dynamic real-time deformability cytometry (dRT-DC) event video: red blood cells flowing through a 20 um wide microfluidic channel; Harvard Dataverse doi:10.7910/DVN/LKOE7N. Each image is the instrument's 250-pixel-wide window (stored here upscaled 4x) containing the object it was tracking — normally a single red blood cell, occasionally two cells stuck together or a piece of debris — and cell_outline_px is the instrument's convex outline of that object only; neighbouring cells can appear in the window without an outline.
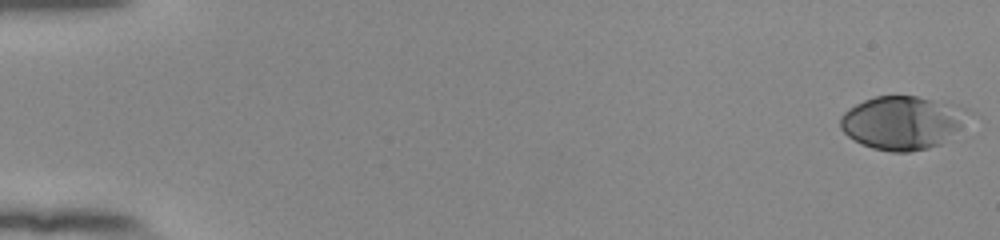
{"species": "human", "species_latin": "Homo sapiens", "temperature_condition": "room temperature", "stored_images_in_passage": 55, "camera_frame_rate_fps": 3000, "um_per_image_px": 0.085, "donor": {"sex": "female"}, "frame": {"image": 1, "passage_image": 1, "time_ms": 0.0, "image_size_px": [1000, 240], "cell_outline_px": [[972, 112], [940, 144], [928, 148], [908, 152], [892, 152], [872, 148], [860, 144], [848, 136], [840, 128], [840, 116], [848, 108], [864, 100], [876, 96], [916, 96], [968, 108]], "centroid_in_image_um": [76.63, 10.42], "position_along_channel_um": 8.4, "area_um2": 39.36}}
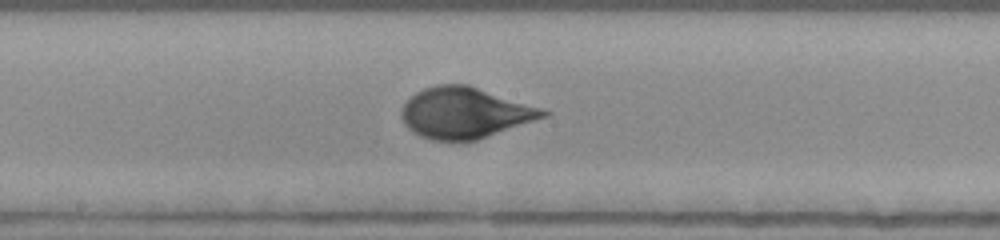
{"frame": {"image": 2, "passage_image": 31, "time_ms": 10.0, "image_size_px": [1000, 240], "cell_outline_px": [[552, 112], [548, 116], [476, 140], [432, 140], [420, 136], [412, 132], [404, 124], [400, 116], [400, 112], [404, 104], [416, 92], [424, 88], [436, 84], [468, 84]], "centroid_in_image_um": [39.48, 9.59], "position_along_channel_um": 208.7, "area_um2": 41.79}}
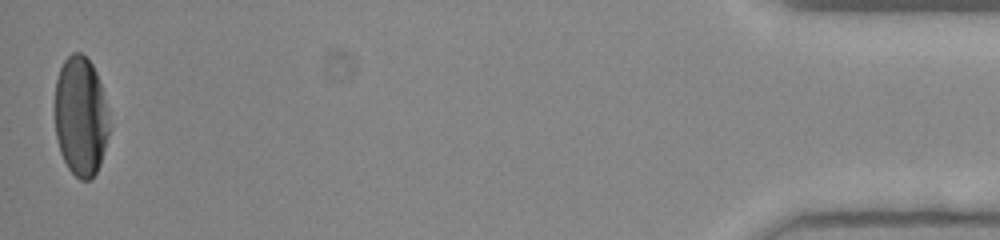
{"frame": {"image": 3, "passage_image": 55, "time_ms": 18.0, "image_size_px": [1000, 240], "cell_outline_px": [[112, 124], [100, 164], [96, 172], [88, 180], [80, 180], [68, 168], [60, 152], [56, 136], [56, 80], [60, 68], [64, 60], [72, 52], [80, 52], [92, 64], [96, 72], [100, 84]], "centroid_in_image_um": [6.89, 9.9], "position_along_channel_um": 428.3, "area_um2": 37.92}, "authors_computed_cell_mechanics": {"area_um2": 39.7664, "velocity_mm_per_s": 3.7957, "shape_relaxation_time_tau1_ms": 3.3262, "shape_relaxation_time_tau2_ms": null, "deformation_change_tau1": 0.1951, "deformation_change_tau2": null}}